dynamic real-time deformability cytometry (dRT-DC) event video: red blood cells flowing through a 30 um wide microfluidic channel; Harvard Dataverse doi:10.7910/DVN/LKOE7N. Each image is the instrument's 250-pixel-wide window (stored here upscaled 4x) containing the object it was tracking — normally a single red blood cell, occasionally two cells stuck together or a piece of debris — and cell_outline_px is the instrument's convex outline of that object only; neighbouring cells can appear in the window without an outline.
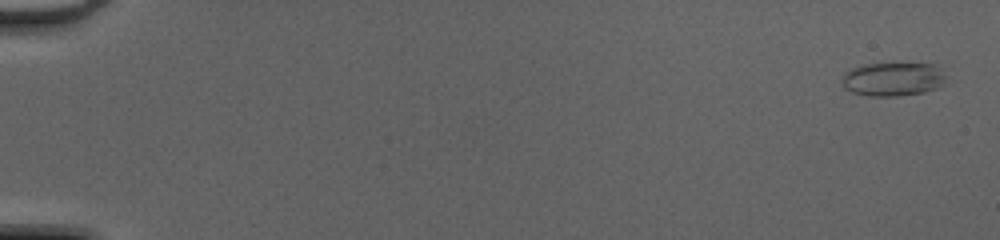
{"species": "common noctule bat (a hibernating species)", "species_latin": "Nyctalus noctula", "temperature_condition": "cold", "stored_images_in_passage": 51, "camera_frame_rate_fps": 3000, "um_per_image_px": 0.085, "animal": {"sex": "female", "body_mass_g": 20.0, "forearm_length_mm": 54.0}, "frame": {"image": 1, "passage_image": 2, "time_ms": 0.333, "image_size_px": [1000, 240], "cell_outline_px": [[948, 84], [924, 92], [900, 96], [868, 96], [852, 92], [844, 88], [840, 80], [844, 72], [860, 64], [892, 60], [936, 64], [948, 76]], "centroid_in_image_um": [75.95, 6.66], "position_along_channel_um": 9.1, "area_um2": 22.08}}
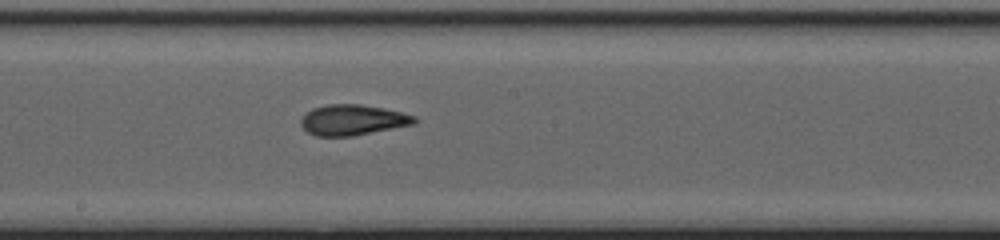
{"frame": {"image": 2, "passage_image": 30, "time_ms": 9.667, "image_size_px": [1000, 240], "cell_outline_px": [[420, 120], [416, 124], [352, 136], [316, 136], [308, 132], [300, 124], [300, 120], [312, 108], [328, 104], [360, 104], [384, 108], [416, 116]], "centroid_in_image_um": [30.02, 10.19], "position_along_channel_um": 218.2, "area_um2": 20.29}}
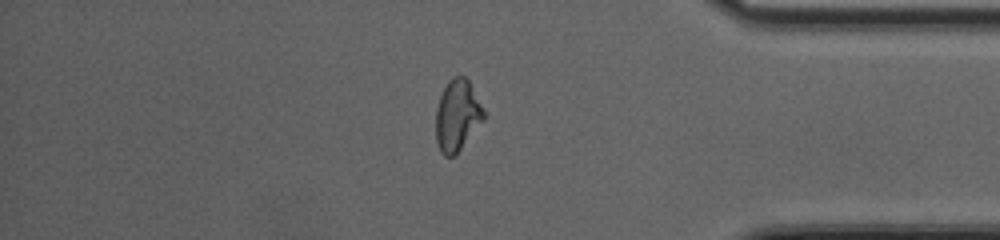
{"frame": {"image": 3, "passage_image": 44, "time_ms": 14.333, "image_size_px": [1000, 240], "cell_outline_px": [[484, 120], [460, 148], [452, 156], [444, 156], [440, 152], [436, 140], [436, 108], [440, 96], [448, 80], [452, 76], [464, 76], [468, 80], [484, 112]], "centroid_in_image_um": [38.84, 9.8], "position_along_channel_um": 396.4, "area_um2": 19.48}, "authors_computed_cell_mechanics": {"area_um2": 20.4034, "velocity_mm_per_s": 4.223, "shape_relaxation_time_tau1_ms": 8.5143, "shape_relaxation_time_tau2_ms": 1.1686, "deformation_change_tau1": 0.2049, "deformation_change_tau2": 0.0715}}